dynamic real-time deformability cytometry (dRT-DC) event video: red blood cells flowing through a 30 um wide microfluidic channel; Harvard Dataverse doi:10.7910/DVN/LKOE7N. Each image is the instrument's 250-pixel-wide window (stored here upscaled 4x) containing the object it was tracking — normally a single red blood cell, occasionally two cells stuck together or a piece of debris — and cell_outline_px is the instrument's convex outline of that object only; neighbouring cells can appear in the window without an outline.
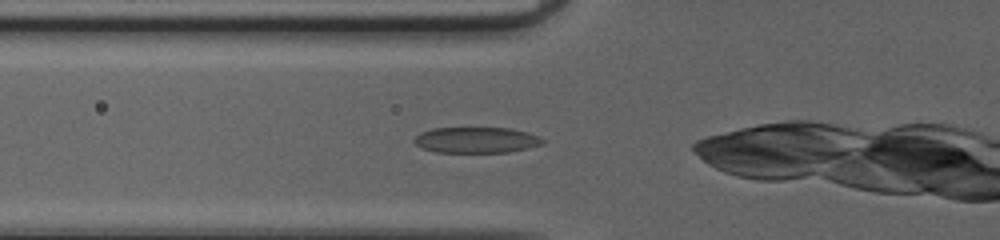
{"species": "common noctule bat (a hibernating species)", "species_latin": "Nyctalus noctula", "temperature_condition": "cold", "stored_images_in_passage": 36, "camera_frame_rate_fps": 3000, "um_per_image_px": 0.085, "animal": {"sex": "female", "body_mass_g": 20.0, "forearm_length_mm": 54.0}, "frame": {"image": 1, "passage_image": 9, "time_ms": 2.667, "image_size_px": [1000, 240], "cell_outline_px": [[544, 144], [528, 148], [508, 152], [436, 152], [420, 148], [412, 140], [420, 132], [432, 128], [512, 128], [528, 132], [540, 136], [544, 140]], "centroid_in_image_um": [40.49, 11.9], "position_along_channel_um": 85.3, "area_um2": 19.54}}
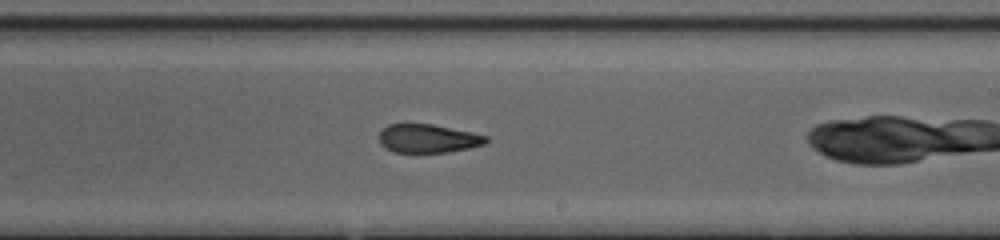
{"frame": {"image": 2, "passage_image": 21, "time_ms": 6.667, "image_size_px": [1000, 240], "cell_outline_px": [[488, 140], [484, 144], [468, 148], [448, 152], [392, 152], [380, 144], [380, 132], [388, 124], [432, 124], [472, 132], [488, 136]], "centroid_in_image_um": [36.38, 11.77], "position_along_channel_um": 252.6, "area_um2": 17.69}}
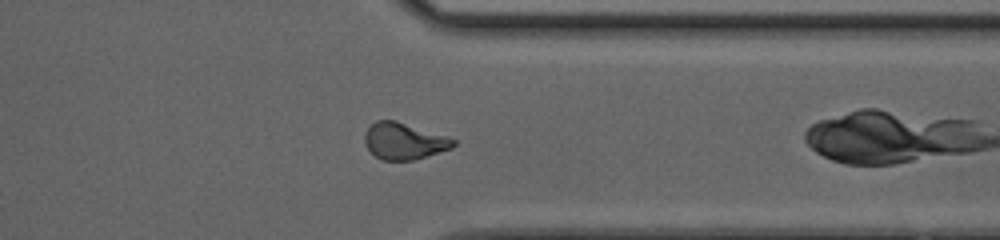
{"frame": {"image": 3, "passage_image": 30, "time_ms": 9.667, "image_size_px": [1000, 240], "cell_outline_px": [[456, 144], [452, 148], [412, 160], [384, 160], [376, 156], [364, 144], [364, 132], [376, 120], [396, 120], [456, 140]], "centroid_in_image_um": [34.31, 11.98], "position_along_channel_um": 377.1, "area_um2": 18.61}}